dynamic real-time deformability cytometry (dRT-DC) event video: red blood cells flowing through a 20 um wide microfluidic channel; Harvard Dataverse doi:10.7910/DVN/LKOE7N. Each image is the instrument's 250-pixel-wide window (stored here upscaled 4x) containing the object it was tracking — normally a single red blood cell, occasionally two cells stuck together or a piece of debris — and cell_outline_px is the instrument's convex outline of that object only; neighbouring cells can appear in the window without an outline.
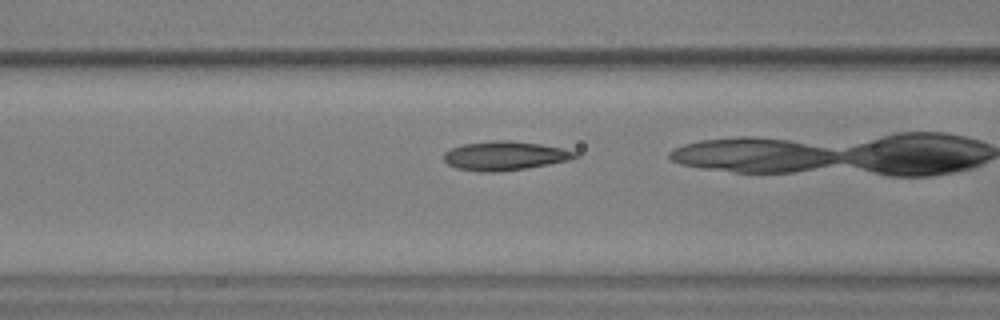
{"species": "common noctule bat (a hibernating species)", "species_latin": "Nyctalus noctula", "temperature_condition": "warm", "stored_images_in_passage": 41, "camera_frame_rate_fps": 3000, "um_per_image_px": 0.085, "animal": {"sex": "male", "body_mass_g": 17.9, "forearm_length_mm": 54.2}, "frame": {"image": 1, "passage_image": 20, "time_ms": 6.333, "image_size_px": [1000, 320], "cell_outline_px": [[580, 156], [568, 160], [528, 168], [500, 172], [480, 172], [456, 168], [448, 164], [444, 160], [444, 152], [452, 148], [464, 144], [496, 140], [512, 140], [540, 144], [580, 152]], "centroid_in_image_um": [42.92, 13.25], "position_along_channel_um": 123.7, "area_um2": 22.25}}